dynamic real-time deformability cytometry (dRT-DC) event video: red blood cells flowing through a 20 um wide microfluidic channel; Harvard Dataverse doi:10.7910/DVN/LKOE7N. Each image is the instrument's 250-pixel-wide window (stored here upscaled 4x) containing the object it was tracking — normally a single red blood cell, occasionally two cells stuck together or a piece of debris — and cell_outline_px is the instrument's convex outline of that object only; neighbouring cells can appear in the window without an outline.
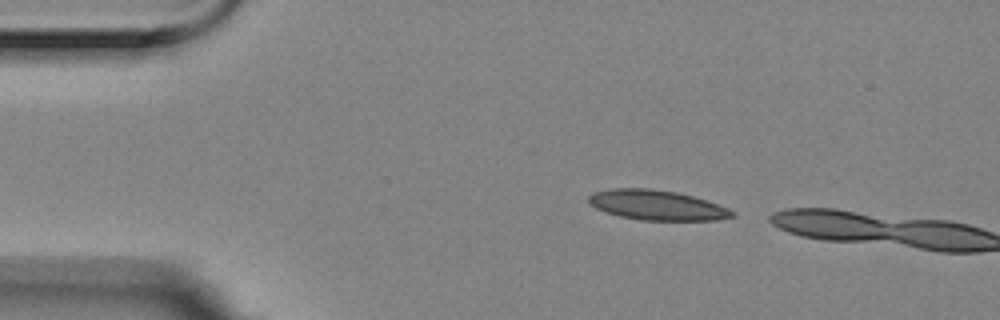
{"species": "Egyptian fruit bat (a non-hibernating species)", "species_latin": "Rousettus aegyptiacus", "temperature_condition": "room temperature", "stored_images_in_passage": 3, "camera_frame_rate_fps": 3000, "um_per_image_px": 0.085, "animal": {"sex": "female"}, "frame": {"image": 1, "passage_image": 1, "time_ms": 0.0, "image_size_px": [1000, 320], "cell_outline_px": [[736, 216], [716, 220], [640, 220], [620, 216], [596, 208], [588, 204], [588, 196], [592, 192], [608, 188], [652, 188], [676, 192], [692, 196], [728, 208]], "centroid_in_image_um": [55.77, 17.42], "position_along_channel_um": 29.2, "area_um2": 24.97}}